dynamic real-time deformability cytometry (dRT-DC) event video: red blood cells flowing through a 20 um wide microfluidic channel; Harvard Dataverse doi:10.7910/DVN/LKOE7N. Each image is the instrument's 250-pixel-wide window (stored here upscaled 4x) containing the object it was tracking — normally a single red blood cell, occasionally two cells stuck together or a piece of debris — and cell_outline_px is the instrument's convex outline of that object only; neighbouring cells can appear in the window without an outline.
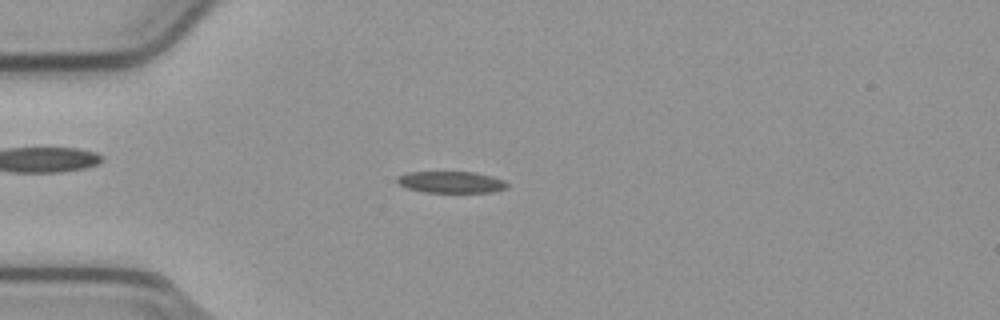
{"species": "common noctule bat (a hibernating species)", "species_latin": "Nyctalus noctula", "temperature_condition": "cold", "stored_images_in_passage": 54, "camera_frame_rate_fps": 3000, "um_per_image_px": 0.085, "animal": {"sex": "male", "body_mass_g": 23.1, "forearm_length_mm": 52.7}, "frame": {"image": 1, "passage_image": 14, "time_ms": 4.333, "image_size_px": [1000, 320], "cell_outline_px": [[508, 188], [492, 192], [424, 192], [408, 188], [400, 184], [396, 180], [400, 176], [408, 172], [476, 172], [492, 176], [504, 180], [508, 184]], "centroid_in_image_um": [38.4, 15.48], "position_along_channel_um": 46.6, "area_um2": 13.76}}
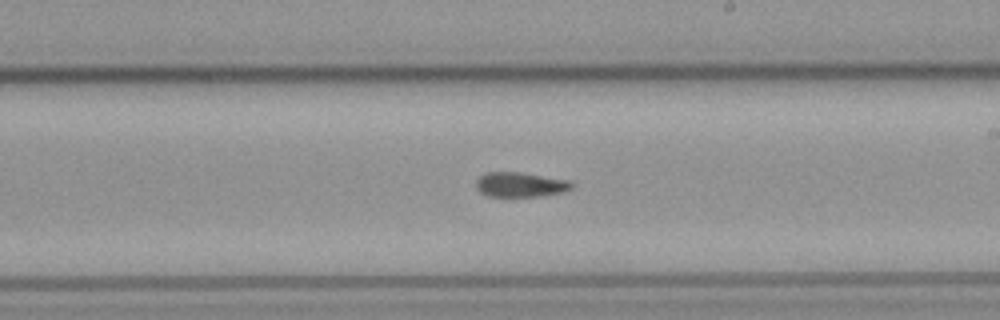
{"frame": {"image": 2, "passage_image": 31, "time_ms": 10.0, "image_size_px": [1000, 320], "cell_outline_px": [[572, 188], [560, 192], [540, 196], [488, 196], [480, 192], [476, 188], [476, 180], [484, 172], [520, 172], [568, 180], [572, 184]], "centroid_in_image_um": [44.17, 15.68], "position_along_channel_um": 244.8, "area_um2": 13.64}}
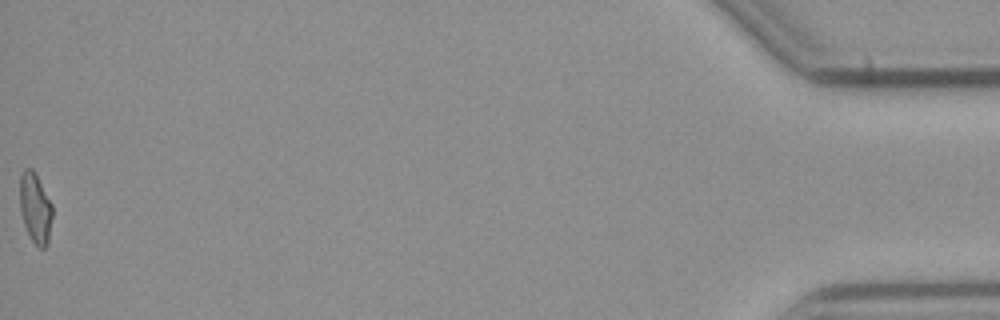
{"frame": {"image": 3, "passage_image": 54, "time_ms": 17.667, "image_size_px": [1000, 320], "cell_outline_px": [[52, 216], [48, 244], [44, 248], [40, 248], [32, 240], [24, 224], [20, 212], [20, 176], [24, 168], [32, 168], [36, 172], [52, 204]], "centroid_in_image_um": [3.0, 17.64], "position_along_channel_um": 432.2, "area_um2": 13.41}, "authors_computed_cell_mechanics": {"area_um2": 14.1321, "velocity_mm_per_s": 3.8013, "shape_relaxation_time_tau1_ms": null, "shape_relaxation_time_tau2_ms": 3.0084, "deformation_change_tau1": null, "deformation_change_tau2": 0.0741}}